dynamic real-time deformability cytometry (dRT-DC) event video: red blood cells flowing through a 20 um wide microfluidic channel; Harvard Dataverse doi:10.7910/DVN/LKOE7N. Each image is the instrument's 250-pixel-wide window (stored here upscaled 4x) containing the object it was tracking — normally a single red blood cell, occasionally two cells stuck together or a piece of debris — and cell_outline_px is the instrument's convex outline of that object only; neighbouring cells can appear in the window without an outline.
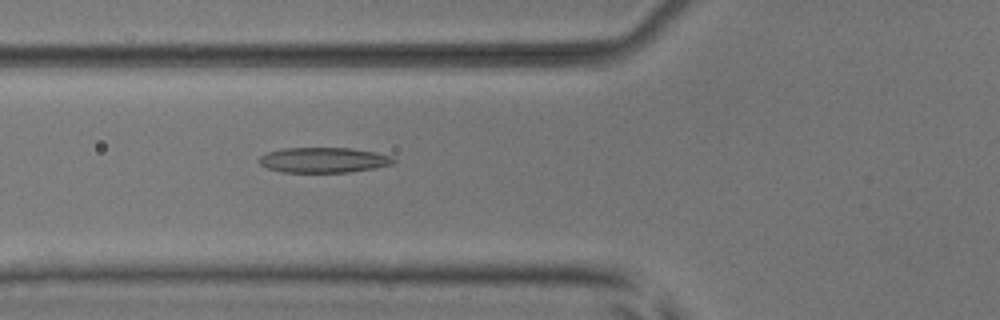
{"species": "common noctule bat (a hibernating species)", "species_latin": "Nyctalus noctula", "temperature_condition": "room temperature", "stored_images_in_passage": 52, "camera_frame_rate_fps": 3000, "um_per_image_px": 0.085, "animal": {"sex": "male", "body_mass_g": 17.9, "forearm_length_mm": 54.2}, "frame": {"image": 1, "passage_image": 19, "time_ms": 6.0, "image_size_px": [1000, 320], "cell_outline_px": [[396, 160], [392, 164], [376, 168], [348, 172], [280, 172], [268, 168], [260, 164], [260, 156], [268, 152], [284, 148], [352, 148], [392, 156]], "centroid_in_image_um": [27.51, 13.6], "position_along_channel_um": 98.3, "area_um2": 19.65}}
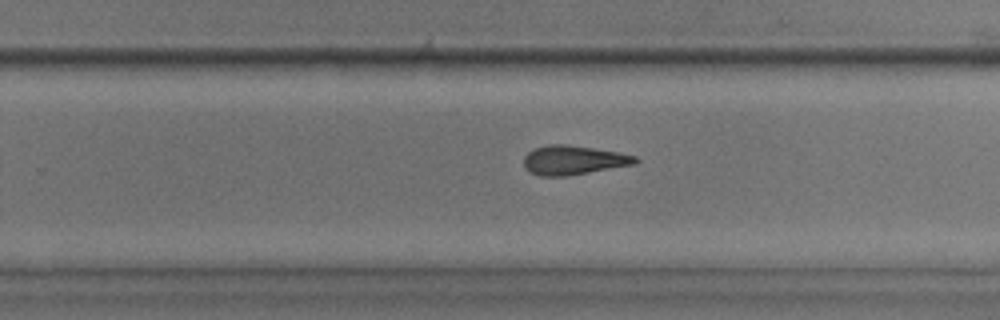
{"frame": {"image": 2, "passage_image": 33, "time_ms": 10.667, "image_size_px": [1000, 320], "cell_outline_px": [[640, 160], [636, 164], [568, 176], [540, 176], [528, 172], [524, 168], [524, 156], [528, 152], [536, 148], [548, 144], [564, 144], [592, 148], [616, 152], [636, 156]], "centroid_in_image_um": [48.72, 13.62], "position_along_channel_um": 281.1, "area_um2": 19.02}}
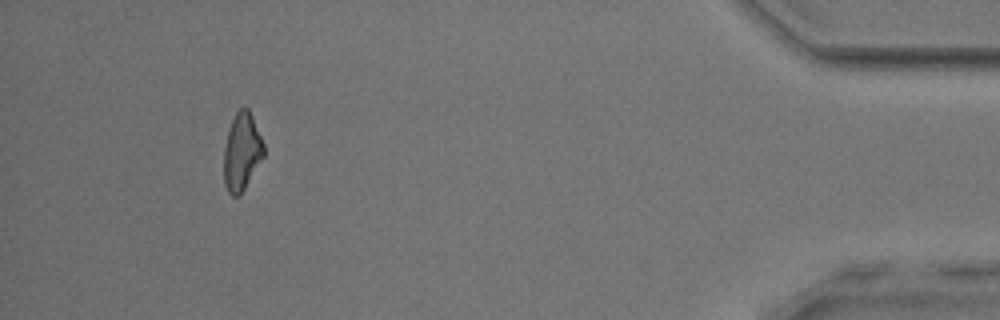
{"frame": {"image": 3, "passage_image": 48, "time_ms": 15.667, "image_size_px": [1000, 320], "cell_outline_px": [[264, 156], [240, 196], [232, 196], [228, 192], [224, 184], [224, 148], [228, 128], [236, 112], [240, 108], [248, 108], [252, 116], [264, 144]], "centroid_in_image_um": [20.55, 12.92], "position_along_channel_um": 414.7, "area_um2": 18.03}, "authors_computed_cell_mechanics": {"area_um2": 19.1029, "velocity_mm_per_s": 3.9263, "shape_relaxation_time_tau1_ms": null, "shape_relaxation_time_tau2_ms": 4.956, "deformation_change_tau1": null, "deformation_change_tau2": 0.175}}